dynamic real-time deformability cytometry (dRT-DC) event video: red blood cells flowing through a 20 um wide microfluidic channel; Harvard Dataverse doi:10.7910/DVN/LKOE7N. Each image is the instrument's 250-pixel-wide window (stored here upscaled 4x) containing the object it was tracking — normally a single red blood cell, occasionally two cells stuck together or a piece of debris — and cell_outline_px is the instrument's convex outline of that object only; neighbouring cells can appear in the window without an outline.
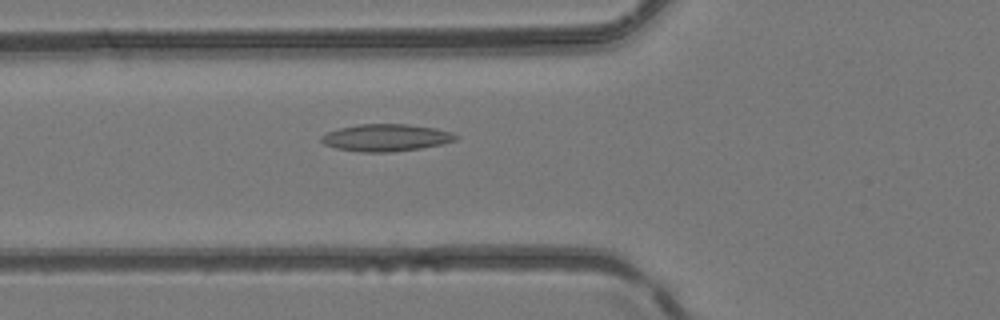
{"species": "common noctule bat (a hibernating species)", "species_latin": "Nyctalus noctula", "temperature_condition": "room temperature", "stored_images_in_passage": 28, "camera_frame_rate_fps": 3000, "um_per_image_px": 0.085, "animal": {"sex": "female", "body_mass_g": 24.6, "forearm_length_mm": 56.2}, "frame": {"image": 1, "passage_image": 16, "time_ms": 5.0, "image_size_px": [1000, 320], "cell_outline_px": [[460, 136], [456, 140], [440, 144], [420, 148], [392, 152], [360, 152], [336, 148], [324, 144], [320, 140], [320, 136], [328, 132], [340, 128], [360, 124], [408, 124], [436, 128], [452, 132]], "centroid_in_image_um": [32.82, 11.7], "position_along_channel_um": 93.0, "area_um2": 21.27}}
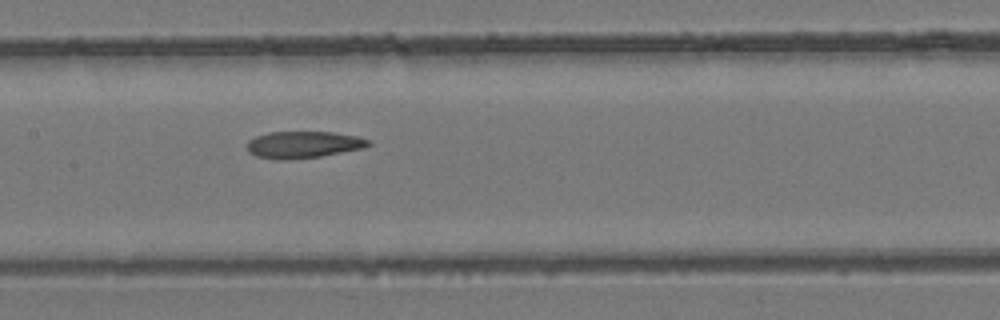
{"frame": {"image": 2, "passage_image": 22, "time_ms": 7.0, "image_size_px": [1000, 320], "cell_outline_px": [[372, 144], [364, 148], [320, 156], [288, 160], [280, 160], [256, 156], [248, 152], [248, 140], [256, 136], [268, 132], [332, 132], [356, 136], [372, 140]], "centroid_in_image_um": [25.8, 12.29], "position_along_channel_um": 181.6, "area_um2": 19.02}}
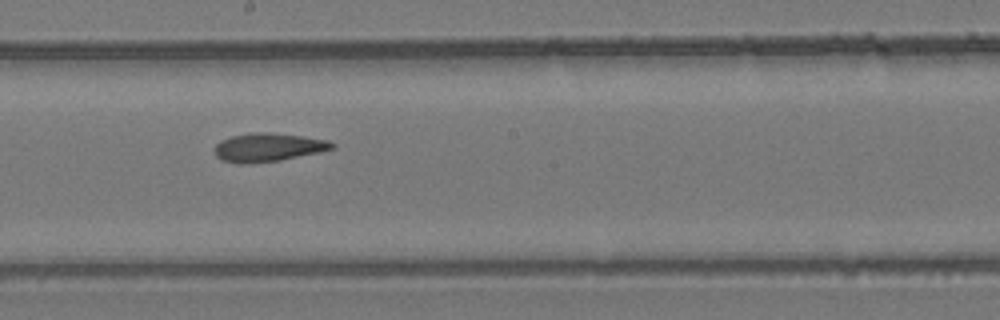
{"frame": {"image": 3, "passage_image": 25, "time_ms": 8.0, "image_size_px": [1000, 320], "cell_outline_px": [[336, 148], [320, 152], [280, 160], [252, 164], [240, 164], [220, 160], [216, 156], [212, 148], [220, 140], [232, 136], [252, 132], [264, 132], [300, 136], [328, 140], [336, 144]], "centroid_in_image_um": [22.75, 12.54], "position_along_channel_um": 225.5, "area_um2": 19.71}}